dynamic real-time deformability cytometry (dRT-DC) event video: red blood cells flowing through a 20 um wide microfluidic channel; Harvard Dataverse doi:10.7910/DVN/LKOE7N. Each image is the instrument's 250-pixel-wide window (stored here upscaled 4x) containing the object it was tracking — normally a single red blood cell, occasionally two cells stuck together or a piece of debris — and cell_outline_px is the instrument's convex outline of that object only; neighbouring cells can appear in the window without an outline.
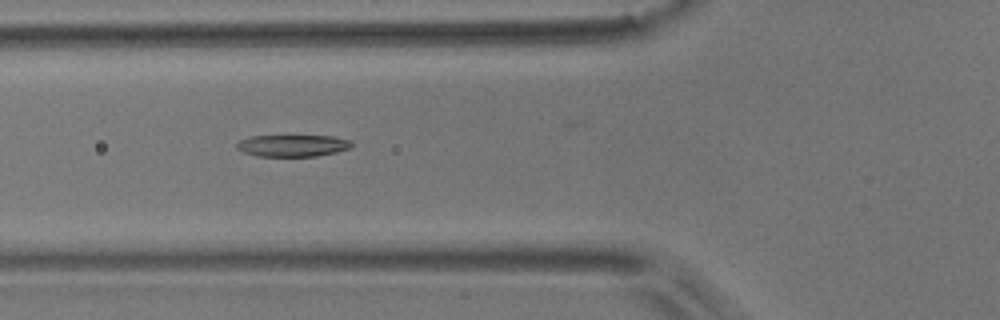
{"species": "common noctule bat (a hibernating species)", "species_latin": "Nyctalus noctula", "temperature_condition": "room temperature", "stored_images_in_passage": 6, "camera_frame_rate_fps": 3000, "um_per_image_px": 0.085, "animal": {"sex": "male", "body_mass_g": 17.9}, "frame": {"image": 1, "passage_image": 4, "time_ms": 1.0, "image_size_px": [1000, 320], "cell_outline_px": [[352, 148], [336, 152], [316, 156], [256, 156], [244, 152], [236, 148], [236, 144], [240, 140], [252, 136], [332, 136], [352, 140]], "centroid_in_image_um": [24.9, 12.38], "position_along_channel_um": 100.9, "area_um2": 14.62}}
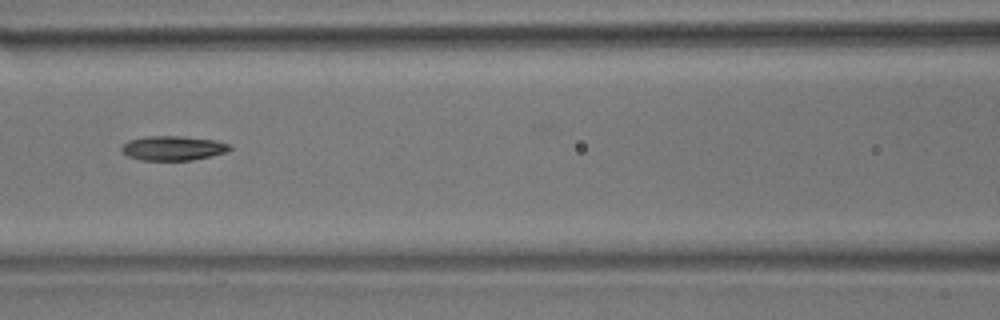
{"frame": {"image": 2, "passage_image": 5, "time_ms": 1.333, "image_size_px": [1000, 320], "cell_outline_px": [[232, 148], [228, 152], [212, 156], [192, 160], [140, 160], [128, 156], [120, 152], [120, 148], [128, 140], [144, 136], [184, 136], [212, 140], [232, 144]], "centroid_in_image_um": [14.71, 12.59], "position_along_channel_um": 151.9, "area_um2": 15.66}}
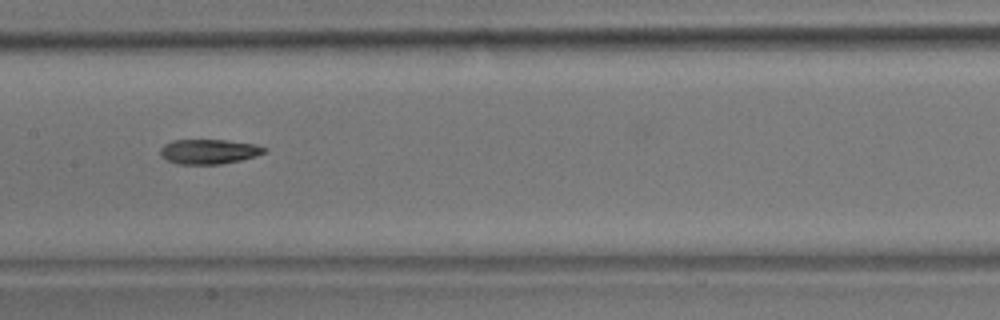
{"frame": {"image": 3, "passage_image": 6, "time_ms": 1.667, "image_size_px": [1000, 320], "cell_outline_px": [[268, 152], [256, 156], [240, 160], [220, 164], [176, 164], [160, 156], [160, 148], [164, 144], [172, 140], [228, 140], [256, 144], [268, 148]], "centroid_in_image_um": [17.78, 12.88], "position_along_channel_um": 189.6, "area_um2": 15.2}}